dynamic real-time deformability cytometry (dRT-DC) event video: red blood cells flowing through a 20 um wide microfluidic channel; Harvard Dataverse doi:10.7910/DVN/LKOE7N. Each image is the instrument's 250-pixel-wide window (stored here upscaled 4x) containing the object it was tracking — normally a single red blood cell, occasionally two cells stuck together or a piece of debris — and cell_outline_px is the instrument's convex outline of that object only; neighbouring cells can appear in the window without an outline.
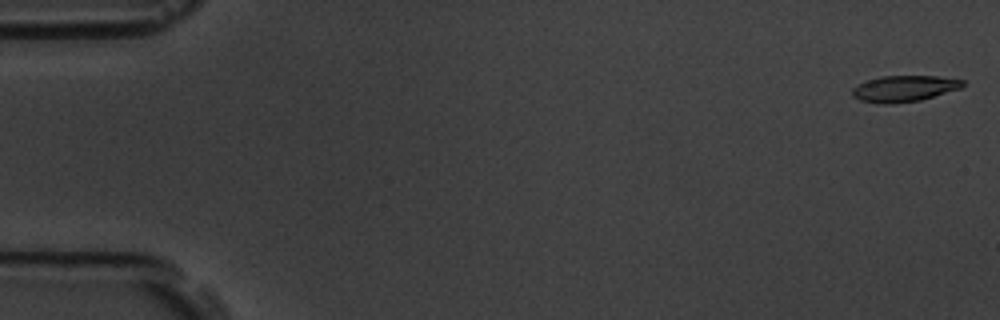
{"species": "common noctule bat (a hibernating species)", "species_latin": "Nyctalus noctula", "temperature_condition": "room temperature", "stored_images_in_passage": 8, "camera_frame_rate_fps": 3000, "um_per_image_px": 0.085, "animal": {"sex": "male", "body_mass_g": 19.5, "forearm_length_mm": 54.6}, "frame": {"image": 1, "passage_image": 1, "time_ms": 0.0, "image_size_px": [1000, 320], "cell_outline_px": [[964, 84], [960, 88], [920, 100], [892, 104], [876, 104], [860, 100], [852, 96], [852, 88], [856, 84], [880, 76], [936, 76], [964, 80]], "centroid_in_image_um": [76.79, 7.53], "position_along_channel_um": 8.2, "area_um2": 16.88}}
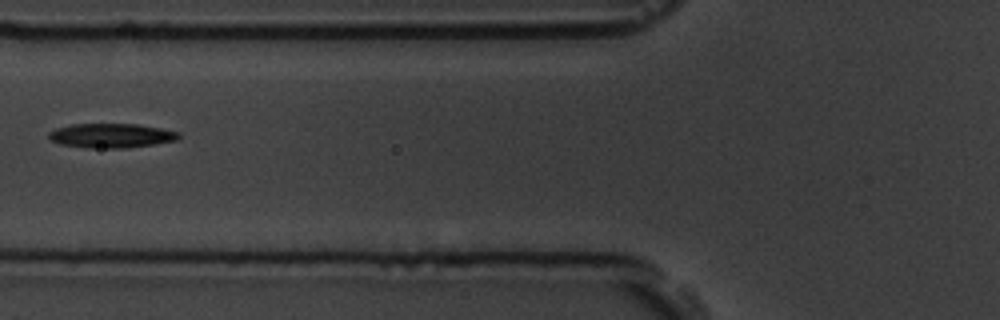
{"frame": {"image": 2, "passage_image": 7, "time_ms": 7.0, "image_size_px": [1000, 320], "cell_outline_px": [[180, 136], [176, 140], [152, 144], [124, 148], [88, 148], [60, 144], [48, 140], [48, 132], [56, 128], [72, 124], [140, 124], [180, 132]], "centroid_in_image_um": [9.41, 11.52], "position_along_channel_um": 116.4, "area_um2": 18.5}}
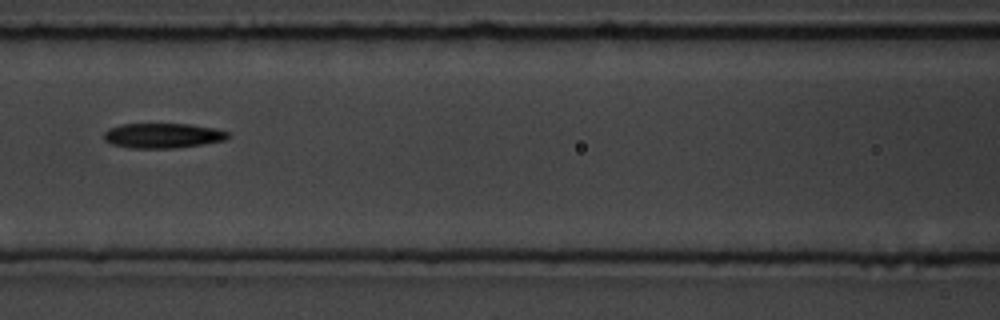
{"frame": {"image": 3, "passage_image": 8, "time_ms": 8.0, "image_size_px": [1000, 320], "cell_outline_px": [[232, 136], [224, 140], [204, 144], [176, 148], [128, 148], [112, 144], [104, 140], [104, 132], [108, 128], [120, 124], [192, 124], [216, 128], [228, 132]], "centroid_in_image_um": [13.84, 11.52], "position_along_channel_um": 152.8, "area_um2": 18.26}}